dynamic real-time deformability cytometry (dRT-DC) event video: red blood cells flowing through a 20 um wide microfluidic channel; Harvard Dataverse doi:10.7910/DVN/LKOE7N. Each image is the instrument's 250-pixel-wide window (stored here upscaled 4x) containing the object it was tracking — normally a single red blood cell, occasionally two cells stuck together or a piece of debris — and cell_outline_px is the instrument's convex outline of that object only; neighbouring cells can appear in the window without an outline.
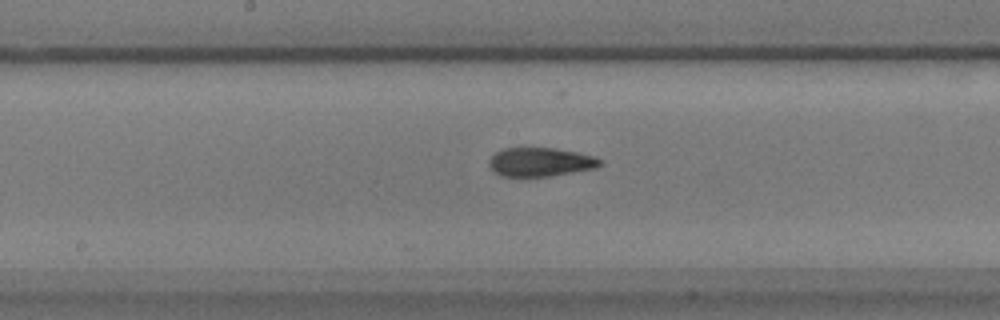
{"species": "common noctule bat (a hibernating species)", "species_latin": "Nyctalus noctula", "temperature_condition": "warm", "stored_images_in_passage": 58, "camera_frame_rate_fps": 3000, "um_per_image_px": 0.085, "animal": {"sex": "male", "body_mass_g": 17.9}, "frame": {"image": 1, "passage_image": 29, "time_ms": 9.333, "image_size_px": [1000, 320], "cell_outline_px": [[604, 164], [596, 168], [548, 176], [500, 176], [488, 164], [488, 160], [496, 152], [504, 148], [556, 148], [576, 152], [592, 156], [604, 160]], "centroid_in_image_um": [45.96, 13.76], "position_along_channel_um": 202.2, "area_um2": 18.55}}
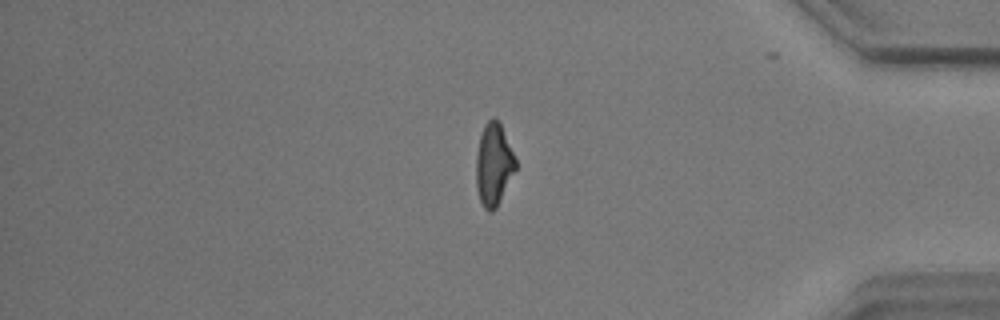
{"frame": {"image": 2, "passage_image": 48, "time_ms": 15.667, "image_size_px": [1000, 320], "cell_outline_px": [[516, 168], [496, 208], [492, 212], [488, 212], [484, 208], [480, 200], [476, 188], [476, 156], [480, 136], [484, 124], [492, 116], [500, 124], [516, 160]], "centroid_in_image_um": [41.94, 14.0], "position_along_channel_um": 393.3, "area_um2": 18.67}}
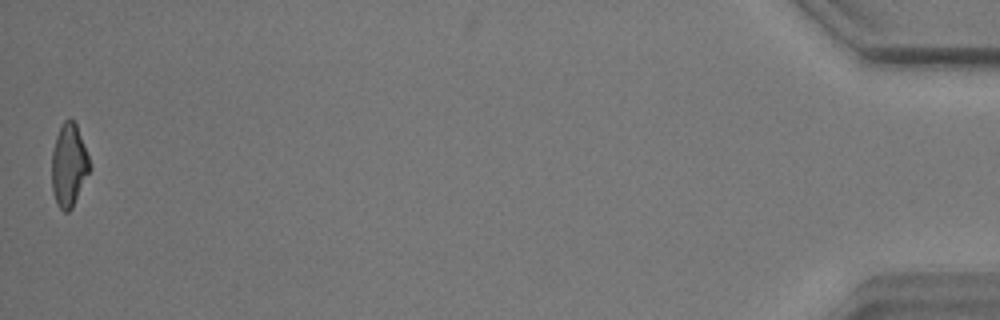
{"frame": {"image": 3, "passage_image": 57, "time_ms": 18.667, "image_size_px": [1000, 320], "cell_outline_px": [[92, 168], [72, 208], [68, 212], [64, 212], [56, 204], [52, 192], [52, 152], [56, 136], [64, 120], [72, 120], [76, 124], [92, 164]], "centroid_in_image_um": [5.87, 14.09], "position_along_channel_um": 429.3, "area_um2": 18.44}, "authors_computed_cell_mechanics": {"area_um2": 18.7272, "velocity_mm_per_s": 3.4841, "shape_relaxation_time_tau1_ms": 5.5774, "shape_relaxation_time_tau2_ms": 1.9977, "deformation_change_tau1": 0.1964, "deformation_change_tau2": 0.0997}}